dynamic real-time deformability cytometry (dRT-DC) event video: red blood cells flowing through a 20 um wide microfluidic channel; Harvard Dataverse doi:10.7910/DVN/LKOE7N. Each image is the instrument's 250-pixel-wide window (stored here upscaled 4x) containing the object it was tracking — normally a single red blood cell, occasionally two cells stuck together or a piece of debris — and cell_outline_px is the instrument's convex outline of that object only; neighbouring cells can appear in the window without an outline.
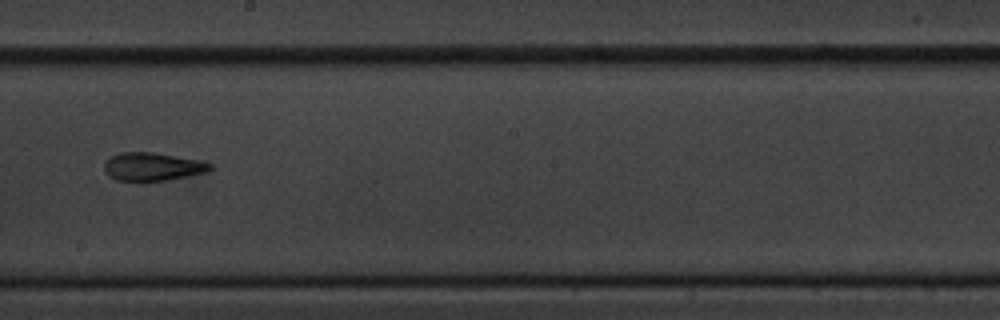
{"species": "common noctule bat (a hibernating species)", "species_latin": "Nyctalus noctula", "temperature_condition": "cold", "stored_images_in_passage": 16, "camera_frame_rate_fps": 3000, "um_per_image_px": 0.085, "animal": {"sex": "male", "body_mass_g": 20.1, "forearm_length_mm": 53.5}, "frame": {"image": 1, "passage_image": 10, "time_ms": 11.333, "image_size_px": [1000, 320], "cell_outline_px": [[212, 168], [204, 172], [164, 180], [116, 180], [108, 176], [104, 172], [104, 164], [112, 156], [120, 152], [156, 152], [196, 160], [212, 164]], "centroid_in_image_um": [12.9, 14.15], "position_along_channel_um": 235.3, "area_um2": 16.94}, "authors_computed_cell_mechanics": {"area_um2": 17.7446, "velocity_mm_per_s": 3.4178, "shape_relaxation_time_tau1_ms": null, "shape_relaxation_time_tau2_ms": 7.7403, "deformation_change_tau1": null, "deformation_change_tau2": 0.1469}}